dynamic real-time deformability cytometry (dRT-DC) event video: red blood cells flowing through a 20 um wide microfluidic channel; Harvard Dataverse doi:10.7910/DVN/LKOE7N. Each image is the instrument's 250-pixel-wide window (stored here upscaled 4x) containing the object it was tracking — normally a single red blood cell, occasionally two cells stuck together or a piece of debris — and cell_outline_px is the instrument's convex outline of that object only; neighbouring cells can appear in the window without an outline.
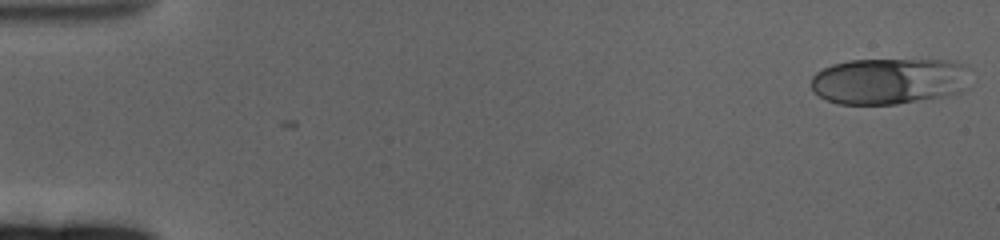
{"species": "human", "species_latin": "Homo sapiens", "temperature_condition": "cold", "stored_images_in_passage": 18, "camera_frame_rate_fps": 3000, "um_per_image_px": 0.085, "donor": {"sex": "female"}, "frame": {"image": 1, "passage_image": 1, "time_ms": 0.0, "image_size_px": [1000, 240], "cell_outline_px": [[968, 88], [960, 92], [948, 96], [896, 104], [836, 104], [820, 96], [812, 88], [812, 76], [816, 72], [832, 64], [848, 60], [948, 60], [960, 64]], "centroid_in_image_um": [75.51, 6.9], "position_along_channel_um": 9.5, "area_um2": 42.6}}
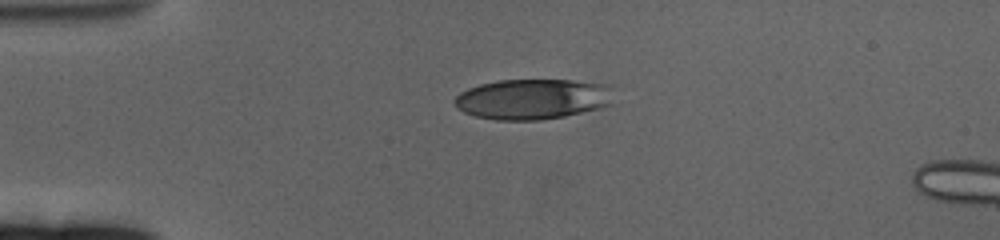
{"frame": {"image": 2, "passage_image": 14, "time_ms": 4.333, "image_size_px": [1000, 240], "cell_outline_px": [[612, 104], [600, 108], [564, 116], [540, 120], [496, 120], [476, 116], [464, 112], [456, 108], [452, 100], [460, 92], [468, 88], [480, 84], [496, 80], [572, 80], [612, 84]], "centroid_in_image_um": [45.28, 8.41], "position_along_channel_um": 39.7, "area_um2": 37.92}}